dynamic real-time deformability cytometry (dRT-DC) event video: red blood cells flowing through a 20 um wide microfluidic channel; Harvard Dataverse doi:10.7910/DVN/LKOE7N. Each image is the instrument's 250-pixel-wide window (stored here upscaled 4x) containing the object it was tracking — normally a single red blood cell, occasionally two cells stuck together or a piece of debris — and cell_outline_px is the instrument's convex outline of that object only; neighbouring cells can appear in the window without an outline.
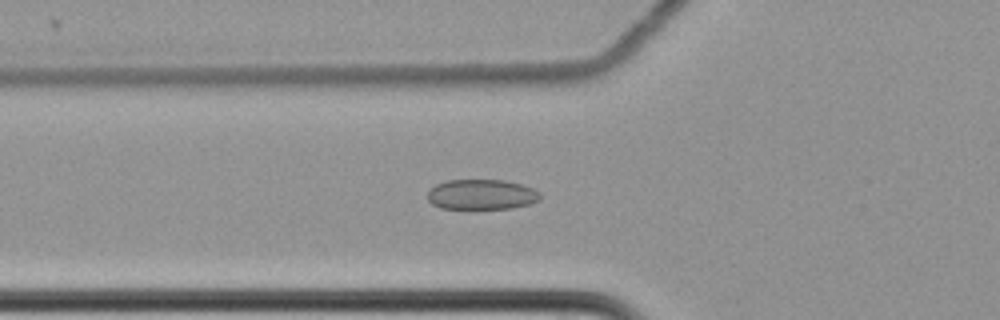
{"species": "common noctule bat (a hibernating species)", "species_latin": "Nyctalus noctula", "temperature_condition": "cold", "stored_images_in_passage": 63, "camera_frame_rate_fps": 3000, "um_per_image_px": 0.085, "animal": {"sex": "female", "body_mass_g": 22.7, "forearm_length_mm": 54.2}, "frame": {"image": 1, "passage_image": 25, "time_ms": 8.0, "image_size_px": [1000, 320], "cell_outline_px": [[540, 196], [536, 200], [528, 204], [512, 208], [440, 208], [432, 204], [428, 200], [428, 192], [436, 184], [448, 180], [504, 180], [520, 184], [532, 188], [540, 192]], "centroid_in_image_um": [40.91, 16.52], "position_along_channel_um": 84.9, "area_um2": 19.54}}
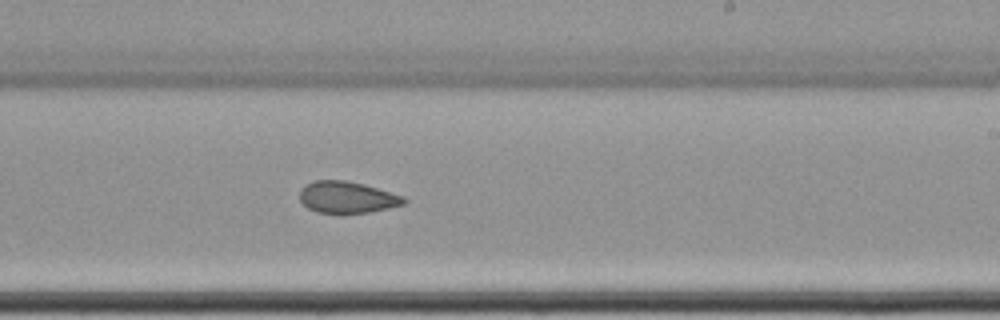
{"frame": {"image": 2, "passage_image": 40, "time_ms": 13.0, "image_size_px": [1000, 320], "cell_outline_px": [[408, 200], [404, 204], [388, 208], [368, 212], [316, 212], [308, 208], [300, 200], [300, 188], [304, 184], [316, 180], [344, 180], [364, 184], [404, 196]], "centroid_in_image_um": [29.49, 16.75], "position_along_channel_um": 259.5, "area_um2": 19.07}}
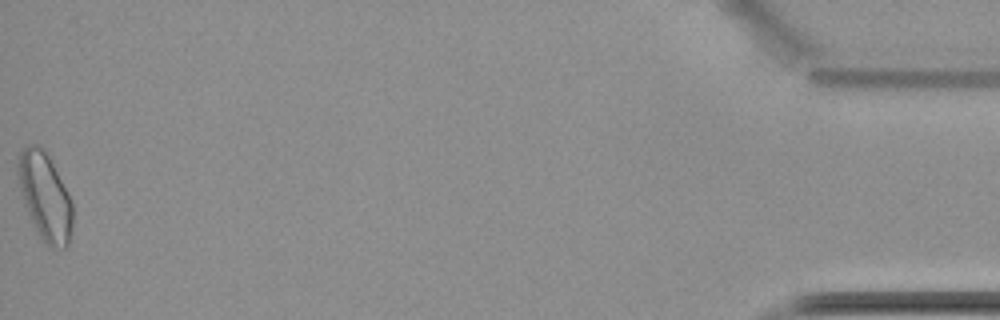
{"frame": {"image": 3, "passage_image": 63, "time_ms": 20.667, "image_size_px": [1000, 320], "cell_outline_px": [[72, 228], [68, 244], [64, 248], [52, 248], [40, 236], [24, 204], [16, 172], [16, 164], [20, 152], [28, 144], [36, 144], [48, 156], [72, 204]], "centroid_in_image_um": [3.79, 16.71], "position_along_channel_um": 431.4, "area_um2": 27.05}, "authors_computed_cell_mechanics": {"area_um2": 21.386, "velocity_mm_per_s": 3.4963, "shape_relaxation_time_tau1_ms": null, "shape_relaxation_time_tau2_ms": 6.2202, "deformation_change_tau1": null, "deformation_change_tau2": 0.0903}}